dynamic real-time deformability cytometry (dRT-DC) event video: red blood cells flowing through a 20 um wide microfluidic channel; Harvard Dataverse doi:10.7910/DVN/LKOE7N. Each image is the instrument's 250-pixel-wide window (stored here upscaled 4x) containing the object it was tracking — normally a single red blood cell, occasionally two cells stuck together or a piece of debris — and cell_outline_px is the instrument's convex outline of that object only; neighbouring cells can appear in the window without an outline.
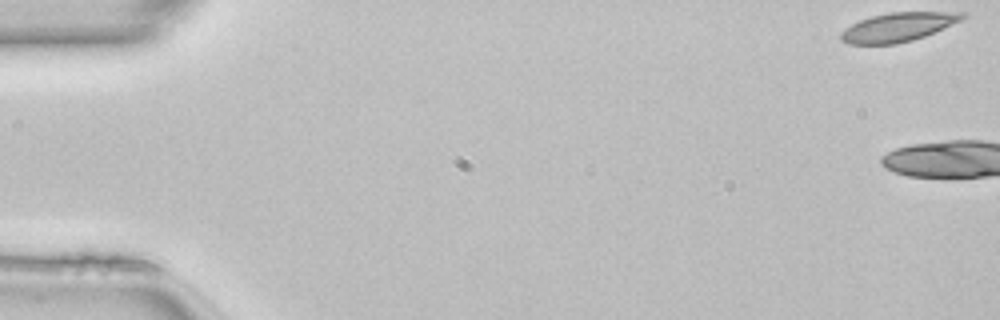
{"species": "common noctule bat (a hibernating species)", "species_latin": "Nyctalus noctula", "temperature_condition": "room temperature", "stored_images_in_passage": 5, "camera_frame_rate_fps": 3000, "um_per_image_px": 0.085, "animal": {"sex": "female", "body_mass_g": 22.7, "forearm_length_mm": 54.2}, "frame": {"image": 1, "passage_image": 1, "time_ms": 0.0, "image_size_px": [1000, 320], "cell_outline_px": [[968, 16], [960, 20], [924, 36], [912, 40], [896, 44], [848, 44], [840, 40], [840, 32], [852, 24], [860, 20], [872, 16], [888, 12], [968, 12]], "centroid_in_image_um": [76.31, 2.3], "position_along_channel_um": 8.7, "area_um2": 20.35}}